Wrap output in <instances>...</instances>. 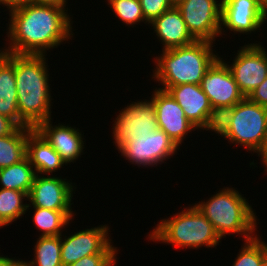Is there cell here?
<instances>
[{
	"label": "cell",
	"mask_w": 267,
	"mask_h": 266,
	"mask_svg": "<svg viewBox=\"0 0 267 266\" xmlns=\"http://www.w3.org/2000/svg\"><path fill=\"white\" fill-rule=\"evenodd\" d=\"M64 8L29 3L9 11L8 49L14 54L44 55L72 38L70 16Z\"/></svg>",
	"instance_id": "cell-1"
},
{
	"label": "cell",
	"mask_w": 267,
	"mask_h": 266,
	"mask_svg": "<svg viewBox=\"0 0 267 266\" xmlns=\"http://www.w3.org/2000/svg\"><path fill=\"white\" fill-rule=\"evenodd\" d=\"M45 56L14 54L19 127L35 128L52 119L49 66Z\"/></svg>",
	"instance_id": "cell-2"
},
{
	"label": "cell",
	"mask_w": 267,
	"mask_h": 266,
	"mask_svg": "<svg viewBox=\"0 0 267 266\" xmlns=\"http://www.w3.org/2000/svg\"><path fill=\"white\" fill-rule=\"evenodd\" d=\"M213 42L195 40L193 43L162 50L156 57L154 80L161 82L160 89L168 90L171 86L183 84L200 85L203 76L219 58L213 51ZM217 54V55H216Z\"/></svg>",
	"instance_id": "cell-3"
},
{
	"label": "cell",
	"mask_w": 267,
	"mask_h": 266,
	"mask_svg": "<svg viewBox=\"0 0 267 266\" xmlns=\"http://www.w3.org/2000/svg\"><path fill=\"white\" fill-rule=\"evenodd\" d=\"M195 206L212 223L220 238L237 233L247 241L256 236L253 234L258 231L256 212L254 214L247 199L234 188L224 187L206 202L199 201Z\"/></svg>",
	"instance_id": "cell-4"
},
{
	"label": "cell",
	"mask_w": 267,
	"mask_h": 266,
	"mask_svg": "<svg viewBox=\"0 0 267 266\" xmlns=\"http://www.w3.org/2000/svg\"><path fill=\"white\" fill-rule=\"evenodd\" d=\"M148 236L152 241L185 249H198L202 246L212 248L221 242L212 223L195 205L171 218L162 219Z\"/></svg>",
	"instance_id": "cell-5"
},
{
	"label": "cell",
	"mask_w": 267,
	"mask_h": 266,
	"mask_svg": "<svg viewBox=\"0 0 267 266\" xmlns=\"http://www.w3.org/2000/svg\"><path fill=\"white\" fill-rule=\"evenodd\" d=\"M267 131V108L244 97L234 105V113L229 128L228 142L244 146L257 153Z\"/></svg>",
	"instance_id": "cell-6"
},
{
	"label": "cell",
	"mask_w": 267,
	"mask_h": 266,
	"mask_svg": "<svg viewBox=\"0 0 267 266\" xmlns=\"http://www.w3.org/2000/svg\"><path fill=\"white\" fill-rule=\"evenodd\" d=\"M180 149L175 142L160 128L147 136L134 137L124 143L118 151L126 160L137 166L148 167L163 163Z\"/></svg>",
	"instance_id": "cell-7"
},
{
	"label": "cell",
	"mask_w": 267,
	"mask_h": 266,
	"mask_svg": "<svg viewBox=\"0 0 267 266\" xmlns=\"http://www.w3.org/2000/svg\"><path fill=\"white\" fill-rule=\"evenodd\" d=\"M222 0H186L176 7L195 40L213 42L220 37ZM219 2V3H218Z\"/></svg>",
	"instance_id": "cell-8"
},
{
	"label": "cell",
	"mask_w": 267,
	"mask_h": 266,
	"mask_svg": "<svg viewBox=\"0 0 267 266\" xmlns=\"http://www.w3.org/2000/svg\"><path fill=\"white\" fill-rule=\"evenodd\" d=\"M119 112L112 130L117 150L134 137L147 136L158 128L155 106L150 100L133 102Z\"/></svg>",
	"instance_id": "cell-9"
},
{
	"label": "cell",
	"mask_w": 267,
	"mask_h": 266,
	"mask_svg": "<svg viewBox=\"0 0 267 266\" xmlns=\"http://www.w3.org/2000/svg\"><path fill=\"white\" fill-rule=\"evenodd\" d=\"M228 67L240 92L248 97L267 77V52L259 43L246 44Z\"/></svg>",
	"instance_id": "cell-10"
},
{
	"label": "cell",
	"mask_w": 267,
	"mask_h": 266,
	"mask_svg": "<svg viewBox=\"0 0 267 266\" xmlns=\"http://www.w3.org/2000/svg\"><path fill=\"white\" fill-rule=\"evenodd\" d=\"M149 99L155 106L158 128L179 147L186 135L197 128L185 117L182 107L168 91L156 88Z\"/></svg>",
	"instance_id": "cell-11"
},
{
	"label": "cell",
	"mask_w": 267,
	"mask_h": 266,
	"mask_svg": "<svg viewBox=\"0 0 267 266\" xmlns=\"http://www.w3.org/2000/svg\"><path fill=\"white\" fill-rule=\"evenodd\" d=\"M222 59L219 57L213 63L200 82L211 106L236 105L245 97L240 92L226 61Z\"/></svg>",
	"instance_id": "cell-12"
},
{
	"label": "cell",
	"mask_w": 267,
	"mask_h": 266,
	"mask_svg": "<svg viewBox=\"0 0 267 266\" xmlns=\"http://www.w3.org/2000/svg\"><path fill=\"white\" fill-rule=\"evenodd\" d=\"M66 179L57 176H41L36 174L32 184L27 206L39 207L49 210H72V197L74 186Z\"/></svg>",
	"instance_id": "cell-13"
},
{
	"label": "cell",
	"mask_w": 267,
	"mask_h": 266,
	"mask_svg": "<svg viewBox=\"0 0 267 266\" xmlns=\"http://www.w3.org/2000/svg\"><path fill=\"white\" fill-rule=\"evenodd\" d=\"M221 32L224 28L234 33L251 34L259 30L266 18L261 0H222Z\"/></svg>",
	"instance_id": "cell-14"
},
{
	"label": "cell",
	"mask_w": 267,
	"mask_h": 266,
	"mask_svg": "<svg viewBox=\"0 0 267 266\" xmlns=\"http://www.w3.org/2000/svg\"><path fill=\"white\" fill-rule=\"evenodd\" d=\"M101 226V227H100ZM61 237V262L66 266L77 262L85 256L100 253L112 240L109 227L100 225ZM67 237V238H66Z\"/></svg>",
	"instance_id": "cell-15"
},
{
	"label": "cell",
	"mask_w": 267,
	"mask_h": 266,
	"mask_svg": "<svg viewBox=\"0 0 267 266\" xmlns=\"http://www.w3.org/2000/svg\"><path fill=\"white\" fill-rule=\"evenodd\" d=\"M52 119L39 123L34 129L56 150L67 165L81 157L84 138L79 129L65 124L52 125Z\"/></svg>",
	"instance_id": "cell-16"
},
{
	"label": "cell",
	"mask_w": 267,
	"mask_h": 266,
	"mask_svg": "<svg viewBox=\"0 0 267 266\" xmlns=\"http://www.w3.org/2000/svg\"><path fill=\"white\" fill-rule=\"evenodd\" d=\"M167 91L182 107L185 117L197 129L200 128L202 130L212 106L200 85L183 84L171 86Z\"/></svg>",
	"instance_id": "cell-17"
},
{
	"label": "cell",
	"mask_w": 267,
	"mask_h": 266,
	"mask_svg": "<svg viewBox=\"0 0 267 266\" xmlns=\"http://www.w3.org/2000/svg\"><path fill=\"white\" fill-rule=\"evenodd\" d=\"M157 38L160 39L163 49L186 46L195 41L188 32L181 12L176 6H172L159 17L149 23Z\"/></svg>",
	"instance_id": "cell-18"
},
{
	"label": "cell",
	"mask_w": 267,
	"mask_h": 266,
	"mask_svg": "<svg viewBox=\"0 0 267 266\" xmlns=\"http://www.w3.org/2000/svg\"><path fill=\"white\" fill-rule=\"evenodd\" d=\"M0 114L19 127L14 53L0 51Z\"/></svg>",
	"instance_id": "cell-19"
},
{
	"label": "cell",
	"mask_w": 267,
	"mask_h": 266,
	"mask_svg": "<svg viewBox=\"0 0 267 266\" xmlns=\"http://www.w3.org/2000/svg\"><path fill=\"white\" fill-rule=\"evenodd\" d=\"M26 156L36 174L40 175L55 173L65 164L59 153L35 129L28 135Z\"/></svg>",
	"instance_id": "cell-20"
},
{
	"label": "cell",
	"mask_w": 267,
	"mask_h": 266,
	"mask_svg": "<svg viewBox=\"0 0 267 266\" xmlns=\"http://www.w3.org/2000/svg\"><path fill=\"white\" fill-rule=\"evenodd\" d=\"M33 127H16L10 134L0 137V169L22 161L27 153V138Z\"/></svg>",
	"instance_id": "cell-21"
},
{
	"label": "cell",
	"mask_w": 267,
	"mask_h": 266,
	"mask_svg": "<svg viewBox=\"0 0 267 266\" xmlns=\"http://www.w3.org/2000/svg\"><path fill=\"white\" fill-rule=\"evenodd\" d=\"M36 172L27 156L20 162L0 169V185L3 189L25 192L29 195Z\"/></svg>",
	"instance_id": "cell-22"
},
{
	"label": "cell",
	"mask_w": 267,
	"mask_h": 266,
	"mask_svg": "<svg viewBox=\"0 0 267 266\" xmlns=\"http://www.w3.org/2000/svg\"><path fill=\"white\" fill-rule=\"evenodd\" d=\"M34 208L33 222L39 231L40 236H60L62 229L70 223L74 212L72 210H49L39 207Z\"/></svg>",
	"instance_id": "cell-23"
},
{
	"label": "cell",
	"mask_w": 267,
	"mask_h": 266,
	"mask_svg": "<svg viewBox=\"0 0 267 266\" xmlns=\"http://www.w3.org/2000/svg\"><path fill=\"white\" fill-rule=\"evenodd\" d=\"M61 236H40L34 246V257L26 266H62Z\"/></svg>",
	"instance_id": "cell-24"
},
{
	"label": "cell",
	"mask_w": 267,
	"mask_h": 266,
	"mask_svg": "<svg viewBox=\"0 0 267 266\" xmlns=\"http://www.w3.org/2000/svg\"><path fill=\"white\" fill-rule=\"evenodd\" d=\"M27 198V199H26ZM23 199L28 200V194L21 191L0 188V227L20 219L27 211L28 204H23Z\"/></svg>",
	"instance_id": "cell-25"
},
{
	"label": "cell",
	"mask_w": 267,
	"mask_h": 266,
	"mask_svg": "<svg viewBox=\"0 0 267 266\" xmlns=\"http://www.w3.org/2000/svg\"><path fill=\"white\" fill-rule=\"evenodd\" d=\"M257 236L245 241L232 266H262L267 255V243Z\"/></svg>",
	"instance_id": "cell-26"
},
{
	"label": "cell",
	"mask_w": 267,
	"mask_h": 266,
	"mask_svg": "<svg viewBox=\"0 0 267 266\" xmlns=\"http://www.w3.org/2000/svg\"><path fill=\"white\" fill-rule=\"evenodd\" d=\"M117 17L129 27L145 20L139 0H107Z\"/></svg>",
	"instance_id": "cell-27"
},
{
	"label": "cell",
	"mask_w": 267,
	"mask_h": 266,
	"mask_svg": "<svg viewBox=\"0 0 267 266\" xmlns=\"http://www.w3.org/2000/svg\"><path fill=\"white\" fill-rule=\"evenodd\" d=\"M234 105L231 106H212L209 112L207 122L203 130H211L220 136L226 138L232 122Z\"/></svg>",
	"instance_id": "cell-28"
},
{
	"label": "cell",
	"mask_w": 267,
	"mask_h": 266,
	"mask_svg": "<svg viewBox=\"0 0 267 266\" xmlns=\"http://www.w3.org/2000/svg\"><path fill=\"white\" fill-rule=\"evenodd\" d=\"M110 242L100 253L88 255L66 266H114L117 265V247Z\"/></svg>",
	"instance_id": "cell-29"
},
{
	"label": "cell",
	"mask_w": 267,
	"mask_h": 266,
	"mask_svg": "<svg viewBox=\"0 0 267 266\" xmlns=\"http://www.w3.org/2000/svg\"><path fill=\"white\" fill-rule=\"evenodd\" d=\"M145 20L151 23L155 18L172 7L169 0H139Z\"/></svg>",
	"instance_id": "cell-30"
},
{
	"label": "cell",
	"mask_w": 267,
	"mask_h": 266,
	"mask_svg": "<svg viewBox=\"0 0 267 266\" xmlns=\"http://www.w3.org/2000/svg\"><path fill=\"white\" fill-rule=\"evenodd\" d=\"M248 98L265 108H267V77L266 79L254 89L248 96Z\"/></svg>",
	"instance_id": "cell-31"
},
{
	"label": "cell",
	"mask_w": 267,
	"mask_h": 266,
	"mask_svg": "<svg viewBox=\"0 0 267 266\" xmlns=\"http://www.w3.org/2000/svg\"><path fill=\"white\" fill-rule=\"evenodd\" d=\"M16 127L12 120L0 114V137L10 134Z\"/></svg>",
	"instance_id": "cell-32"
},
{
	"label": "cell",
	"mask_w": 267,
	"mask_h": 266,
	"mask_svg": "<svg viewBox=\"0 0 267 266\" xmlns=\"http://www.w3.org/2000/svg\"><path fill=\"white\" fill-rule=\"evenodd\" d=\"M29 3L31 0H0V5H5L9 11Z\"/></svg>",
	"instance_id": "cell-33"
},
{
	"label": "cell",
	"mask_w": 267,
	"mask_h": 266,
	"mask_svg": "<svg viewBox=\"0 0 267 266\" xmlns=\"http://www.w3.org/2000/svg\"><path fill=\"white\" fill-rule=\"evenodd\" d=\"M15 258H9L8 256L0 255V266H26L25 260H18Z\"/></svg>",
	"instance_id": "cell-34"
},
{
	"label": "cell",
	"mask_w": 267,
	"mask_h": 266,
	"mask_svg": "<svg viewBox=\"0 0 267 266\" xmlns=\"http://www.w3.org/2000/svg\"><path fill=\"white\" fill-rule=\"evenodd\" d=\"M67 0H31V3L38 4V5H50L56 6L59 8L66 7Z\"/></svg>",
	"instance_id": "cell-35"
},
{
	"label": "cell",
	"mask_w": 267,
	"mask_h": 266,
	"mask_svg": "<svg viewBox=\"0 0 267 266\" xmlns=\"http://www.w3.org/2000/svg\"><path fill=\"white\" fill-rule=\"evenodd\" d=\"M258 156L261 157L260 159L262 160L266 155H267V131L265 133V137L263 140V143L260 147V149L257 152Z\"/></svg>",
	"instance_id": "cell-36"
},
{
	"label": "cell",
	"mask_w": 267,
	"mask_h": 266,
	"mask_svg": "<svg viewBox=\"0 0 267 266\" xmlns=\"http://www.w3.org/2000/svg\"><path fill=\"white\" fill-rule=\"evenodd\" d=\"M261 7H262L263 14L267 20V0H261Z\"/></svg>",
	"instance_id": "cell-37"
},
{
	"label": "cell",
	"mask_w": 267,
	"mask_h": 266,
	"mask_svg": "<svg viewBox=\"0 0 267 266\" xmlns=\"http://www.w3.org/2000/svg\"><path fill=\"white\" fill-rule=\"evenodd\" d=\"M169 1L172 4V6H177V5H179L180 3H182L183 1H186V0H169Z\"/></svg>",
	"instance_id": "cell-38"
},
{
	"label": "cell",
	"mask_w": 267,
	"mask_h": 266,
	"mask_svg": "<svg viewBox=\"0 0 267 266\" xmlns=\"http://www.w3.org/2000/svg\"><path fill=\"white\" fill-rule=\"evenodd\" d=\"M261 161H262V163H263V166L266 167V169H264V171L267 172V155H266Z\"/></svg>",
	"instance_id": "cell-39"
},
{
	"label": "cell",
	"mask_w": 267,
	"mask_h": 266,
	"mask_svg": "<svg viewBox=\"0 0 267 266\" xmlns=\"http://www.w3.org/2000/svg\"><path fill=\"white\" fill-rule=\"evenodd\" d=\"M262 266H267V255L263 259Z\"/></svg>",
	"instance_id": "cell-40"
}]
</instances>
